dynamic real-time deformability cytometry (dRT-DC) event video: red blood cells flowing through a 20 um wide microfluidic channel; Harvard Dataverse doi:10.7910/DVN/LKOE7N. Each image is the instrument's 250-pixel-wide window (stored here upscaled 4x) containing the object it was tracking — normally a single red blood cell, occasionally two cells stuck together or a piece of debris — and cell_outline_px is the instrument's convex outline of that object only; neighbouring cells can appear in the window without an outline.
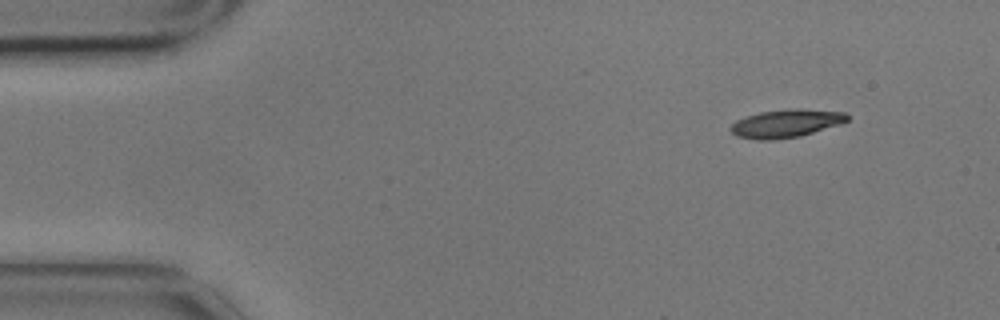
{"species": "common noctule bat (a hibernating species)", "species_latin": "Nyctalus noctula", "temperature_condition": "cold", "stored_images_in_passage": 3, "camera_frame_rate_fps": 3000, "um_per_image_px": 0.085, "animal": {"sex": "male", "body_mass_g": 17.9}, "frame": {"image": 1, "passage_image": 1, "time_ms": 0.0, "image_size_px": [1000, 320], "cell_outline_px": [[848, 120], [844, 124], [800, 136], [772, 140], [756, 140], [736, 136], [728, 128], [736, 120], [744, 116], [760, 112], [796, 108], [800, 108], [848, 112]], "centroid_in_image_um": [66.85, 10.49], "position_along_channel_um": 18.2, "area_um2": 19.48}}
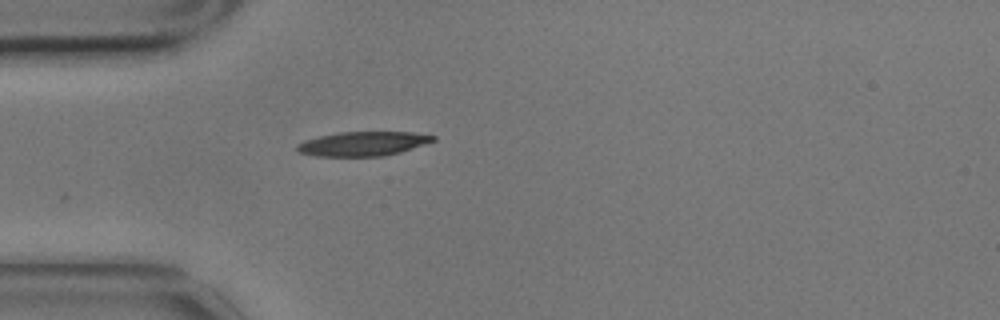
{"frame": {"image": 2, "passage_image": 3, "time_ms": 0.667, "image_size_px": [1000, 320], "cell_outline_px": [[436, 140], [400, 152], [384, 156], [316, 156], [300, 152], [296, 148], [296, 144], [304, 140], [320, 136], [340, 132], [412, 132], [436, 136]], "centroid_in_image_um": [30.85, 12.21], "position_along_channel_um": 54.2, "area_um2": 19.13}}